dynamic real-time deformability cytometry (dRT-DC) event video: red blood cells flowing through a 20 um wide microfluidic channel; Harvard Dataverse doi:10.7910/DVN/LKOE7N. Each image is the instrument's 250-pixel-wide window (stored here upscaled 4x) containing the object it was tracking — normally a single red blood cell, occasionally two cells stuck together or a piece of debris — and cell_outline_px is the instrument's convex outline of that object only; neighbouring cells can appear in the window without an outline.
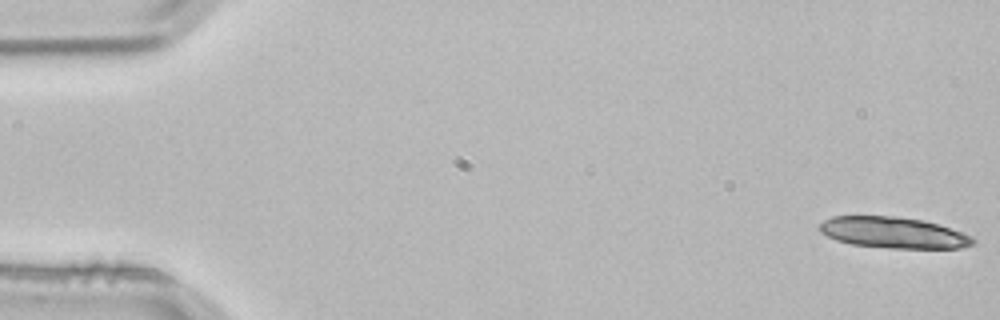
{"species": "common noctule bat (a hibernating species)", "species_latin": "Nyctalus noctula", "temperature_condition": "room temperature", "stored_images_in_passage": 3, "segment_of_instrument_passage": [2, 2], "camera_frame_rate_fps": 3000, "um_per_image_px": 0.085, "animal": {"sex": "male", "body_mass_g": 21.5, "forearm_length_mm": 52.0}, "frame": {"image": 1, "passage_image": 3, "time_ms": 0.667, "image_size_px": [1000, 320], "cell_outline_px": [[976, 240], [972, 244], [960, 248], [888, 248], [852, 244], [836, 240], [820, 232], [816, 228], [824, 220], [832, 216], [896, 216], [924, 220], [964, 232], [972, 236]], "centroid_in_image_um": [75.93, 19.77], "position_along_channel_um": 9.1, "area_um2": 27.98}}